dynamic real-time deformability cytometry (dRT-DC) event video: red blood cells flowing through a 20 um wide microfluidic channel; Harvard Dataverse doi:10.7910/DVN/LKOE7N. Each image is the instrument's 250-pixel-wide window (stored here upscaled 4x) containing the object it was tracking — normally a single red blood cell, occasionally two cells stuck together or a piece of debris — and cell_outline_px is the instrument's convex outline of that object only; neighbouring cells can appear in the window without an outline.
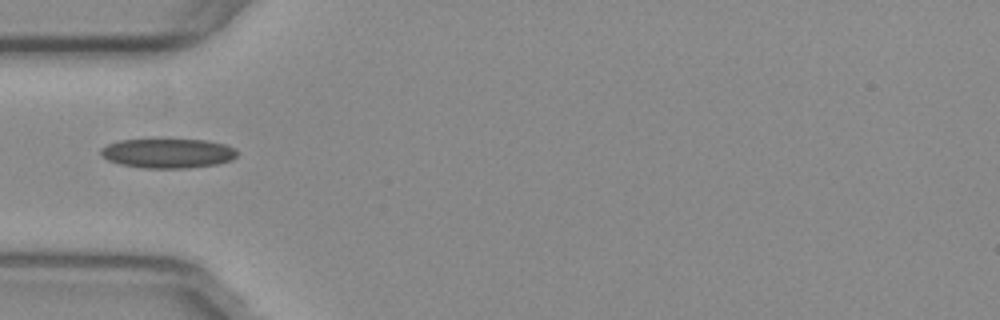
{"species": "common noctule bat (a hibernating species)", "species_latin": "Nyctalus noctula", "temperature_condition": "warm", "stored_images_in_passage": 38, "camera_frame_rate_fps": 3000, "um_per_image_px": 0.085, "animal": {"sex": "female", "body_mass_g": 29.2, "forearm_length_mm": 56.3}, "frame": {"image": 1, "passage_image": 1, "time_ms": 0.0, "image_size_px": [1000, 320], "cell_outline_px": [[236, 156], [232, 160], [216, 164], [188, 168], [140, 168], [120, 164], [108, 160], [100, 156], [100, 148], [108, 144], [120, 140], [204, 140], [224, 144], [236, 148]], "centroid_in_image_um": [14.24, 13.04], "position_along_channel_um": 70.8, "area_um2": 23.41}}
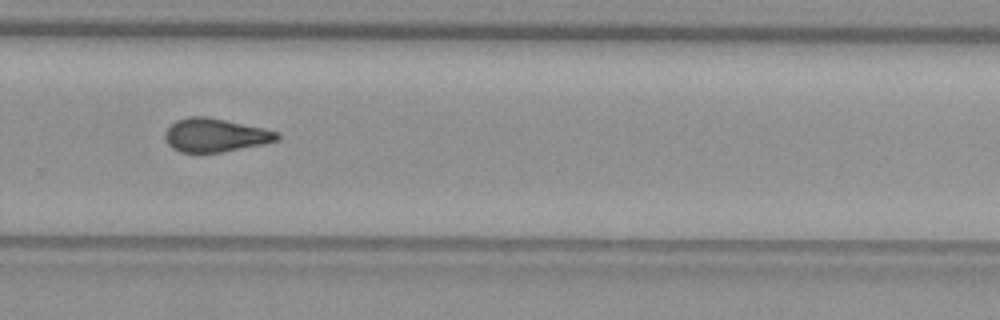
{"frame": {"image": 2, "passage_image": 20, "time_ms": 6.333, "image_size_px": [1000, 320], "cell_outline_px": [[280, 136], [276, 140], [264, 144], [220, 152], [180, 152], [172, 148], [168, 144], [164, 136], [164, 132], [176, 120], [188, 116], [204, 116], [264, 128], [280, 132]], "centroid_in_image_um": [18.28, 11.48], "position_along_channel_um": 311.5, "area_um2": 21.73}}
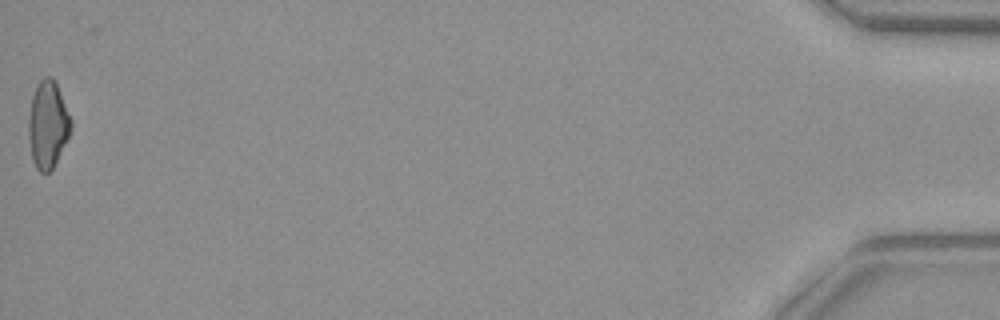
{"frame": {"image": 3, "passage_image": 38, "time_ms": 12.333, "image_size_px": [1000, 320], "cell_outline_px": [[72, 128], [52, 168], [48, 172], [40, 172], [36, 168], [32, 160], [28, 140], [28, 120], [32, 96], [40, 80], [44, 76], [52, 76], [56, 80], [72, 120]], "centroid_in_image_um": [4.05, 10.54], "position_along_channel_um": 431.1, "area_um2": 21.56}}